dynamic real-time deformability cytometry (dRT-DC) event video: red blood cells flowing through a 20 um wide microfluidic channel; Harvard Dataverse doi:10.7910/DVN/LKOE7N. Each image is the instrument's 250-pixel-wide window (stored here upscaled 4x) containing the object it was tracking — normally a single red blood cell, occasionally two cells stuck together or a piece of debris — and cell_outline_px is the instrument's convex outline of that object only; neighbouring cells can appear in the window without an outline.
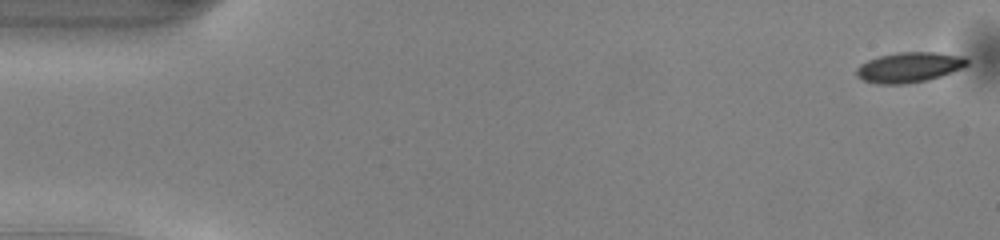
{"species": "common noctule bat (a hibernating species)", "species_latin": "Nyctalus noctula", "temperature_condition": "warm", "stored_images_in_passage": 50, "camera_frame_rate_fps": 3000, "um_per_image_px": 0.085, "animal": {"sex": "male", "body_mass_g": 13.0, "forearm_length_mm": 53.1}, "frame": {"image": 1, "passage_image": 1, "time_ms": 0.0, "image_size_px": [1000, 240], "cell_outline_px": [[968, 64], [964, 68], [928, 80], [904, 84], [876, 84], [864, 80], [856, 76], [856, 68], [860, 64], [868, 60], [880, 56], [900, 52], [936, 52], [964, 56], [968, 60]], "centroid_in_image_um": [77.29, 5.72], "position_along_channel_um": 7.7, "area_um2": 19.54}}
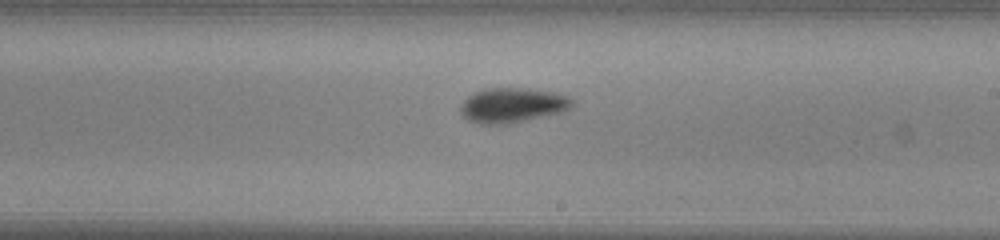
{"frame": {"image": 2, "passage_image": 29, "time_ms": 9.333, "image_size_px": [1000, 240], "cell_outline_px": [[572, 108], [560, 112], [512, 124], [476, 124], [468, 120], [460, 112], [460, 108], [464, 100], [468, 96], [484, 88], [528, 88], [552, 92], [568, 96], [572, 100]], "centroid_in_image_um": [43.53, 8.95], "position_along_channel_um": 245.5, "area_um2": 22.72}}
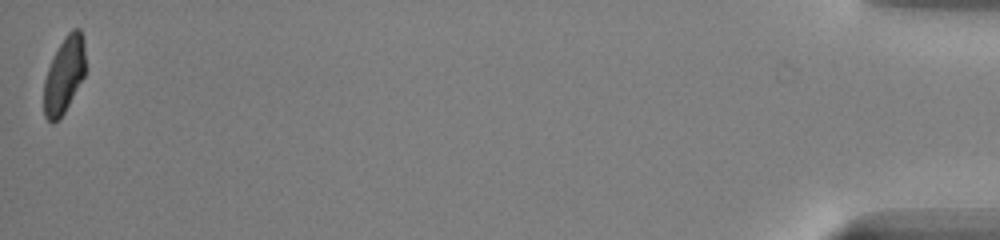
{"frame": {"image": 3, "passage_image": 50, "time_ms": 16.333, "image_size_px": [1000, 240], "cell_outline_px": [[84, 76], [64, 112], [52, 124], [44, 116], [44, 80], [48, 68], [64, 36], [72, 28], [80, 28], [84, 36]], "centroid_in_image_um": [5.45, 6.34], "position_along_channel_um": 429.7, "area_um2": 18.21}, "authors_computed_cell_mechanics": {"area_um2": 20.4034, "velocity_mm_per_s": 4.0882, "shape_relaxation_time_tau1_ms": 2.5232, "shape_relaxation_time_tau2_ms": null, "deformation_change_tau1": 0.1157, "deformation_change_tau2": null}}